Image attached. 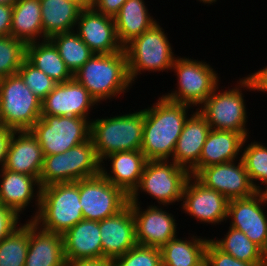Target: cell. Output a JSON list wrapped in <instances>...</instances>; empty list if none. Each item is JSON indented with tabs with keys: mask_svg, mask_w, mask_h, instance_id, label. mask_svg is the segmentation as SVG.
Here are the masks:
<instances>
[{
	"mask_svg": "<svg viewBox=\"0 0 267 266\" xmlns=\"http://www.w3.org/2000/svg\"><path fill=\"white\" fill-rule=\"evenodd\" d=\"M14 131V129L5 127L4 125L0 126V170L5 166L8 146Z\"/></svg>",
	"mask_w": 267,
	"mask_h": 266,
	"instance_id": "43",
	"label": "cell"
},
{
	"mask_svg": "<svg viewBox=\"0 0 267 266\" xmlns=\"http://www.w3.org/2000/svg\"><path fill=\"white\" fill-rule=\"evenodd\" d=\"M43 160L42 148L31 131H14L8 146L4 168L34 176L39 180Z\"/></svg>",
	"mask_w": 267,
	"mask_h": 266,
	"instance_id": "21",
	"label": "cell"
},
{
	"mask_svg": "<svg viewBox=\"0 0 267 266\" xmlns=\"http://www.w3.org/2000/svg\"><path fill=\"white\" fill-rule=\"evenodd\" d=\"M163 30L155 23L124 46L131 83L141 71L163 72L172 68L176 57Z\"/></svg>",
	"mask_w": 267,
	"mask_h": 266,
	"instance_id": "6",
	"label": "cell"
},
{
	"mask_svg": "<svg viewBox=\"0 0 267 266\" xmlns=\"http://www.w3.org/2000/svg\"><path fill=\"white\" fill-rule=\"evenodd\" d=\"M30 131L44 156L60 154L90 139L91 121L75 116L41 115Z\"/></svg>",
	"mask_w": 267,
	"mask_h": 266,
	"instance_id": "10",
	"label": "cell"
},
{
	"mask_svg": "<svg viewBox=\"0 0 267 266\" xmlns=\"http://www.w3.org/2000/svg\"><path fill=\"white\" fill-rule=\"evenodd\" d=\"M50 40L58 49L72 74L76 73L94 55L74 31L56 34Z\"/></svg>",
	"mask_w": 267,
	"mask_h": 266,
	"instance_id": "33",
	"label": "cell"
},
{
	"mask_svg": "<svg viewBox=\"0 0 267 266\" xmlns=\"http://www.w3.org/2000/svg\"><path fill=\"white\" fill-rule=\"evenodd\" d=\"M83 219L102 221L123 210L129 196L113 185L101 173L79 180Z\"/></svg>",
	"mask_w": 267,
	"mask_h": 266,
	"instance_id": "12",
	"label": "cell"
},
{
	"mask_svg": "<svg viewBox=\"0 0 267 266\" xmlns=\"http://www.w3.org/2000/svg\"><path fill=\"white\" fill-rule=\"evenodd\" d=\"M63 237L29 220V247L24 266H65Z\"/></svg>",
	"mask_w": 267,
	"mask_h": 266,
	"instance_id": "25",
	"label": "cell"
},
{
	"mask_svg": "<svg viewBox=\"0 0 267 266\" xmlns=\"http://www.w3.org/2000/svg\"><path fill=\"white\" fill-rule=\"evenodd\" d=\"M171 69L177 73L178 90L163 95L169 100L200 107L218 86L219 77L206 62L177 57Z\"/></svg>",
	"mask_w": 267,
	"mask_h": 266,
	"instance_id": "11",
	"label": "cell"
},
{
	"mask_svg": "<svg viewBox=\"0 0 267 266\" xmlns=\"http://www.w3.org/2000/svg\"><path fill=\"white\" fill-rule=\"evenodd\" d=\"M200 2H203L204 4H206V3L212 4V3L216 2V0H200Z\"/></svg>",
	"mask_w": 267,
	"mask_h": 266,
	"instance_id": "49",
	"label": "cell"
},
{
	"mask_svg": "<svg viewBox=\"0 0 267 266\" xmlns=\"http://www.w3.org/2000/svg\"><path fill=\"white\" fill-rule=\"evenodd\" d=\"M126 1L127 0H94L92 7L99 13L114 18Z\"/></svg>",
	"mask_w": 267,
	"mask_h": 266,
	"instance_id": "41",
	"label": "cell"
},
{
	"mask_svg": "<svg viewBox=\"0 0 267 266\" xmlns=\"http://www.w3.org/2000/svg\"><path fill=\"white\" fill-rule=\"evenodd\" d=\"M29 247V220L0 241V266H24Z\"/></svg>",
	"mask_w": 267,
	"mask_h": 266,
	"instance_id": "34",
	"label": "cell"
},
{
	"mask_svg": "<svg viewBox=\"0 0 267 266\" xmlns=\"http://www.w3.org/2000/svg\"><path fill=\"white\" fill-rule=\"evenodd\" d=\"M128 204L135 222L137 245L161 248L169 240L177 237V225L171 213L155 205H150L142 211L140 202Z\"/></svg>",
	"mask_w": 267,
	"mask_h": 266,
	"instance_id": "17",
	"label": "cell"
},
{
	"mask_svg": "<svg viewBox=\"0 0 267 266\" xmlns=\"http://www.w3.org/2000/svg\"><path fill=\"white\" fill-rule=\"evenodd\" d=\"M266 263H249L246 261L238 260L220 250L209 239L205 248V264L204 266H265Z\"/></svg>",
	"mask_w": 267,
	"mask_h": 266,
	"instance_id": "39",
	"label": "cell"
},
{
	"mask_svg": "<svg viewBox=\"0 0 267 266\" xmlns=\"http://www.w3.org/2000/svg\"><path fill=\"white\" fill-rule=\"evenodd\" d=\"M170 163V164H169ZM190 172L169 160H147L138 187L129 196V203H138L140 190L163 206L182 200Z\"/></svg>",
	"mask_w": 267,
	"mask_h": 266,
	"instance_id": "8",
	"label": "cell"
},
{
	"mask_svg": "<svg viewBox=\"0 0 267 266\" xmlns=\"http://www.w3.org/2000/svg\"><path fill=\"white\" fill-rule=\"evenodd\" d=\"M79 198V180L42 187L39 210L31 221L44 231L63 235L83 220Z\"/></svg>",
	"mask_w": 267,
	"mask_h": 266,
	"instance_id": "3",
	"label": "cell"
},
{
	"mask_svg": "<svg viewBox=\"0 0 267 266\" xmlns=\"http://www.w3.org/2000/svg\"><path fill=\"white\" fill-rule=\"evenodd\" d=\"M211 241L220 250L238 260L249 263H266V253L242 231L229 227L228 233L222 240L211 239Z\"/></svg>",
	"mask_w": 267,
	"mask_h": 266,
	"instance_id": "32",
	"label": "cell"
},
{
	"mask_svg": "<svg viewBox=\"0 0 267 266\" xmlns=\"http://www.w3.org/2000/svg\"><path fill=\"white\" fill-rule=\"evenodd\" d=\"M43 40L74 31L82 8L69 0H40Z\"/></svg>",
	"mask_w": 267,
	"mask_h": 266,
	"instance_id": "27",
	"label": "cell"
},
{
	"mask_svg": "<svg viewBox=\"0 0 267 266\" xmlns=\"http://www.w3.org/2000/svg\"><path fill=\"white\" fill-rule=\"evenodd\" d=\"M243 78L240 79V83L238 82V86L223 93L217 92V86L203 105L196 109L207 120L211 129L234 131L247 138L249 133L245 126L248 117L240 88H247L250 91H253V88L250 81L246 77Z\"/></svg>",
	"mask_w": 267,
	"mask_h": 266,
	"instance_id": "9",
	"label": "cell"
},
{
	"mask_svg": "<svg viewBox=\"0 0 267 266\" xmlns=\"http://www.w3.org/2000/svg\"><path fill=\"white\" fill-rule=\"evenodd\" d=\"M76 34L94 54H112L124 50L119 42L114 18L96 11L93 7L81 10L75 24Z\"/></svg>",
	"mask_w": 267,
	"mask_h": 266,
	"instance_id": "15",
	"label": "cell"
},
{
	"mask_svg": "<svg viewBox=\"0 0 267 266\" xmlns=\"http://www.w3.org/2000/svg\"><path fill=\"white\" fill-rule=\"evenodd\" d=\"M144 0H127L114 17L117 37L124 47L157 21L150 16Z\"/></svg>",
	"mask_w": 267,
	"mask_h": 266,
	"instance_id": "28",
	"label": "cell"
},
{
	"mask_svg": "<svg viewBox=\"0 0 267 266\" xmlns=\"http://www.w3.org/2000/svg\"><path fill=\"white\" fill-rule=\"evenodd\" d=\"M241 133L211 129L203 145L199 158V171L202 168L237 161L246 140Z\"/></svg>",
	"mask_w": 267,
	"mask_h": 266,
	"instance_id": "26",
	"label": "cell"
},
{
	"mask_svg": "<svg viewBox=\"0 0 267 266\" xmlns=\"http://www.w3.org/2000/svg\"><path fill=\"white\" fill-rule=\"evenodd\" d=\"M191 238L187 241L174 237L161 247L162 266H204L205 248L209 239Z\"/></svg>",
	"mask_w": 267,
	"mask_h": 266,
	"instance_id": "31",
	"label": "cell"
},
{
	"mask_svg": "<svg viewBox=\"0 0 267 266\" xmlns=\"http://www.w3.org/2000/svg\"><path fill=\"white\" fill-rule=\"evenodd\" d=\"M17 0H0V4L14 5Z\"/></svg>",
	"mask_w": 267,
	"mask_h": 266,
	"instance_id": "47",
	"label": "cell"
},
{
	"mask_svg": "<svg viewBox=\"0 0 267 266\" xmlns=\"http://www.w3.org/2000/svg\"><path fill=\"white\" fill-rule=\"evenodd\" d=\"M246 78L250 81L254 91L267 92V66L258 70V72L251 73Z\"/></svg>",
	"mask_w": 267,
	"mask_h": 266,
	"instance_id": "44",
	"label": "cell"
},
{
	"mask_svg": "<svg viewBox=\"0 0 267 266\" xmlns=\"http://www.w3.org/2000/svg\"><path fill=\"white\" fill-rule=\"evenodd\" d=\"M101 162L90 138L64 153L44 156L39 176L41 188L64 182H74L100 174Z\"/></svg>",
	"mask_w": 267,
	"mask_h": 266,
	"instance_id": "5",
	"label": "cell"
},
{
	"mask_svg": "<svg viewBox=\"0 0 267 266\" xmlns=\"http://www.w3.org/2000/svg\"><path fill=\"white\" fill-rule=\"evenodd\" d=\"M181 201L183 211L197 221L215 225L228 220L229 200L216 190L205 187L192 175L185 184Z\"/></svg>",
	"mask_w": 267,
	"mask_h": 266,
	"instance_id": "16",
	"label": "cell"
},
{
	"mask_svg": "<svg viewBox=\"0 0 267 266\" xmlns=\"http://www.w3.org/2000/svg\"><path fill=\"white\" fill-rule=\"evenodd\" d=\"M10 35L26 45L40 41L37 38L43 39L40 0H17L15 2Z\"/></svg>",
	"mask_w": 267,
	"mask_h": 266,
	"instance_id": "29",
	"label": "cell"
},
{
	"mask_svg": "<svg viewBox=\"0 0 267 266\" xmlns=\"http://www.w3.org/2000/svg\"><path fill=\"white\" fill-rule=\"evenodd\" d=\"M205 187L216 190L229 201L252 196L257 191L253 187L244 162L240 156L235 161L202 168L195 176Z\"/></svg>",
	"mask_w": 267,
	"mask_h": 266,
	"instance_id": "13",
	"label": "cell"
},
{
	"mask_svg": "<svg viewBox=\"0 0 267 266\" xmlns=\"http://www.w3.org/2000/svg\"><path fill=\"white\" fill-rule=\"evenodd\" d=\"M103 259H114L137 245L135 222L128 204L117 214L99 221Z\"/></svg>",
	"mask_w": 267,
	"mask_h": 266,
	"instance_id": "19",
	"label": "cell"
},
{
	"mask_svg": "<svg viewBox=\"0 0 267 266\" xmlns=\"http://www.w3.org/2000/svg\"><path fill=\"white\" fill-rule=\"evenodd\" d=\"M65 266H112L110 259H83L66 261Z\"/></svg>",
	"mask_w": 267,
	"mask_h": 266,
	"instance_id": "45",
	"label": "cell"
},
{
	"mask_svg": "<svg viewBox=\"0 0 267 266\" xmlns=\"http://www.w3.org/2000/svg\"><path fill=\"white\" fill-rule=\"evenodd\" d=\"M241 158L244 162L249 179L256 191L262 190L258 184H267V147L260 142H251L244 148Z\"/></svg>",
	"mask_w": 267,
	"mask_h": 266,
	"instance_id": "35",
	"label": "cell"
},
{
	"mask_svg": "<svg viewBox=\"0 0 267 266\" xmlns=\"http://www.w3.org/2000/svg\"><path fill=\"white\" fill-rule=\"evenodd\" d=\"M13 5L0 4V36H9L12 24Z\"/></svg>",
	"mask_w": 267,
	"mask_h": 266,
	"instance_id": "42",
	"label": "cell"
},
{
	"mask_svg": "<svg viewBox=\"0 0 267 266\" xmlns=\"http://www.w3.org/2000/svg\"><path fill=\"white\" fill-rule=\"evenodd\" d=\"M157 101L151 108L144 109L141 152L147 160H168L172 159L191 106L163 95Z\"/></svg>",
	"mask_w": 267,
	"mask_h": 266,
	"instance_id": "1",
	"label": "cell"
},
{
	"mask_svg": "<svg viewBox=\"0 0 267 266\" xmlns=\"http://www.w3.org/2000/svg\"><path fill=\"white\" fill-rule=\"evenodd\" d=\"M73 78L86 88L97 103L119 96L132 85L125 50L112 54H94L73 74Z\"/></svg>",
	"mask_w": 267,
	"mask_h": 266,
	"instance_id": "2",
	"label": "cell"
},
{
	"mask_svg": "<svg viewBox=\"0 0 267 266\" xmlns=\"http://www.w3.org/2000/svg\"><path fill=\"white\" fill-rule=\"evenodd\" d=\"M19 217L13 209L0 204V241L19 227Z\"/></svg>",
	"mask_w": 267,
	"mask_h": 266,
	"instance_id": "40",
	"label": "cell"
},
{
	"mask_svg": "<svg viewBox=\"0 0 267 266\" xmlns=\"http://www.w3.org/2000/svg\"><path fill=\"white\" fill-rule=\"evenodd\" d=\"M191 115L177 140L172 161L195 176L199 172V158L211 128L198 111Z\"/></svg>",
	"mask_w": 267,
	"mask_h": 266,
	"instance_id": "20",
	"label": "cell"
},
{
	"mask_svg": "<svg viewBox=\"0 0 267 266\" xmlns=\"http://www.w3.org/2000/svg\"><path fill=\"white\" fill-rule=\"evenodd\" d=\"M111 160V175L101 164L100 173L113 185L130 196L138 187L147 162L141 150L122 151L110 154L104 160Z\"/></svg>",
	"mask_w": 267,
	"mask_h": 266,
	"instance_id": "24",
	"label": "cell"
},
{
	"mask_svg": "<svg viewBox=\"0 0 267 266\" xmlns=\"http://www.w3.org/2000/svg\"><path fill=\"white\" fill-rule=\"evenodd\" d=\"M26 59L57 83L73 79V74L67 68L58 49L50 39L27 44Z\"/></svg>",
	"mask_w": 267,
	"mask_h": 266,
	"instance_id": "30",
	"label": "cell"
},
{
	"mask_svg": "<svg viewBox=\"0 0 267 266\" xmlns=\"http://www.w3.org/2000/svg\"><path fill=\"white\" fill-rule=\"evenodd\" d=\"M62 237L66 261L103 259L99 221L83 219Z\"/></svg>",
	"mask_w": 267,
	"mask_h": 266,
	"instance_id": "22",
	"label": "cell"
},
{
	"mask_svg": "<svg viewBox=\"0 0 267 266\" xmlns=\"http://www.w3.org/2000/svg\"><path fill=\"white\" fill-rule=\"evenodd\" d=\"M0 172V177H2L0 180V204L10 207L19 215L36 195L37 211L32 217L33 219L38 213L40 205L41 186L39 180L34 176L12 172L5 168H2ZM35 186L38 189L36 193H34Z\"/></svg>",
	"mask_w": 267,
	"mask_h": 266,
	"instance_id": "23",
	"label": "cell"
},
{
	"mask_svg": "<svg viewBox=\"0 0 267 266\" xmlns=\"http://www.w3.org/2000/svg\"><path fill=\"white\" fill-rule=\"evenodd\" d=\"M41 117V100L16 73L0 79V120L15 131L30 130Z\"/></svg>",
	"mask_w": 267,
	"mask_h": 266,
	"instance_id": "7",
	"label": "cell"
},
{
	"mask_svg": "<svg viewBox=\"0 0 267 266\" xmlns=\"http://www.w3.org/2000/svg\"><path fill=\"white\" fill-rule=\"evenodd\" d=\"M76 4H78L82 9L91 8L93 6L94 0H69Z\"/></svg>",
	"mask_w": 267,
	"mask_h": 266,
	"instance_id": "46",
	"label": "cell"
},
{
	"mask_svg": "<svg viewBox=\"0 0 267 266\" xmlns=\"http://www.w3.org/2000/svg\"><path fill=\"white\" fill-rule=\"evenodd\" d=\"M263 203L267 205L260 192L246 198L228 202L227 219L231 218L230 227L242 231L267 254V215Z\"/></svg>",
	"mask_w": 267,
	"mask_h": 266,
	"instance_id": "14",
	"label": "cell"
},
{
	"mask_svg": "<svg viewBox=\"0 0 267 266\" xmlns=\"http://www.w3.org/2000/svg\"><path fill=\"white\" fill-rule=\"evenodd\" d=\"M259 192L262 195L265 202L267 203V186L265 187V189L263 188V190H260Z\"/></svg>",
	"mask_w": 267,
	"mask_h": 266,
	"instance_id": "48",
	"label": "cell"
},
{
	"mask_svg": "<svg viewBox=\"0 0 267 266\" xmlns=\"http://www.w3.org/2000/svg\"><path fill=\"white\" fill-rule=\"evenodd\" d=\"M97 105L86 88L74 78L57 83L55 88L41 101V115L75 116L89 118L88 111Z\"/></svg>",
	"mask_w": 267,
	"mask_h": 266,
	"instance_id": "18",
	"label": "cell"
},
{
	"mask_svg": "<svg viewBox=\"0 0 267 266\" xmlns=\"http://www.w3.org/2000/svg\"><path fill=\"white\" fill-rule=\"evenodd\" d=\"M143 127L144 109L121 116L91 120L90 138L101 164L110 154L141 150Z\"/></svg>",
	"mask_w": 267,
	"mask_h": 266,
	"instance_id": "4",
	"label": "cell"
},
{
	"mask_svg": "<svg viewBox=\"0 0 267 266\" xmlns=\"http://www.w3.org/2000/svg\"><path fill=\"white\" fill-rule=\"evenodd\" d=\"M112 266H162L160 248L136 245L111 260Z\"/></svg>",
	"mask_w": 267,
	"mask_h": 266,
	"instance_id": "38",
	"label": "cell"
},
{
	"mask_svg": "<svg viewBox=\"0 0 267 266\" xmlns=\"http://www.w3.org/2000/svg\"><path fill=\"white\" fill-rule=\"evenodd\" d=\"M26 59V44L11 35L0 36V79L16 74Z\"/></svg>",
	"mask_w": 267,
	"mask_h": 266,
	"instance_id": "36",
	"label": "cell"
},
{
	"mask_svg": "<svg viewBox=\"0 0 267 266\" xmlns=\"http://www.w3.org/2000/svg\"><path fill=\"white\" fill-rule=\"evenodd\" d=\"M23 79L24 84L42 101L57 82L47 76L43 71L37 69L25 59L17 72Z\"/></svg>",
	"mask_w": 267,
	"mask_h": 266,
	"instance_id": "37",
	"label": "cell"
}]
</instances>
